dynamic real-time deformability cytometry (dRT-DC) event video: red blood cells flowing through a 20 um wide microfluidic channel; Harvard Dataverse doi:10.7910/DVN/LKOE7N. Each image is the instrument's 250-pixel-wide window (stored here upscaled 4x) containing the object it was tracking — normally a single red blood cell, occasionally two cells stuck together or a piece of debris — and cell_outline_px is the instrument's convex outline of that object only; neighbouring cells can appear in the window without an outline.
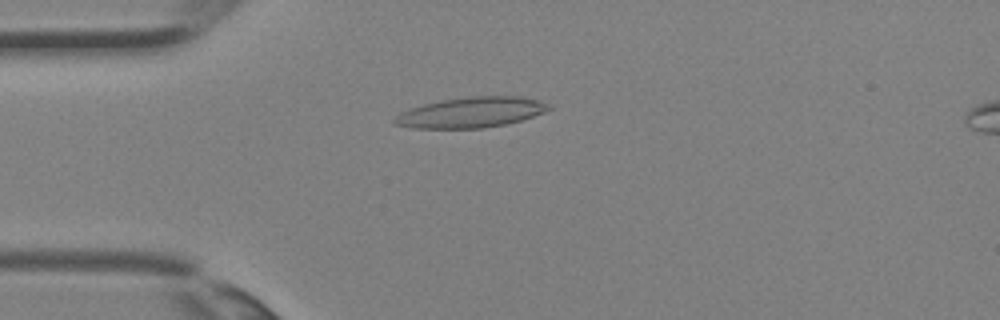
{"species": "Egyptian fruit bat (a non-hibernating species)", "species_latin": "Rousettus aegyptiacus", "temperature_condition": "room temperature", "stored_images_in_passage": 35, "camera_frame_rate_fps": 3000, "um_per_image_px": 0.085, "animal": {"sex": "female"}, "frame": {"image": 1, "passage_image": 9, "time_ms": 2.667, "image_size_px": [1000, 320], "cell_outline_px": [[552, 108], [544, 112], [520, 120], [504, 124], [484, 128], [412, 128], [392, 124], [392, 120], [400, 112], [408, 108], [440, 100], [468, 96], [516, 96], [536, 100], [552, 104]], "centroid_in_image_um": [39.99, 9.55], "position_along_channel_um": 45.0, "area_um2": 27.4}}
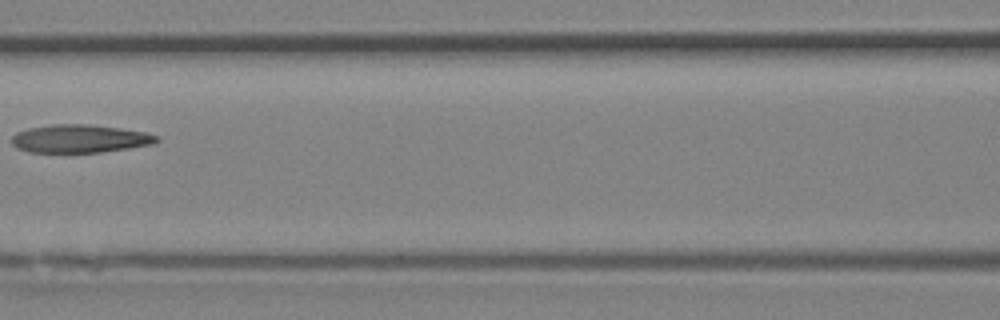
{"frame": {"image": 2, "passage_image": 16, "time_ms": 5.0, "image_size_px": [1000, 320], "cell_outline_px": [[160, 140], [156, 144], [100, 152], [28, 152], [16, 148], [12, 144], [12, 136], [16, 132], [28, 128], [52, 124], [88, 124], [120, 128], [144, 132], [160, 136]], "centroid_in_image_um": [6.79, 11.78], "position_along_channel_um": 159.8, "area_um2": 23.87}}
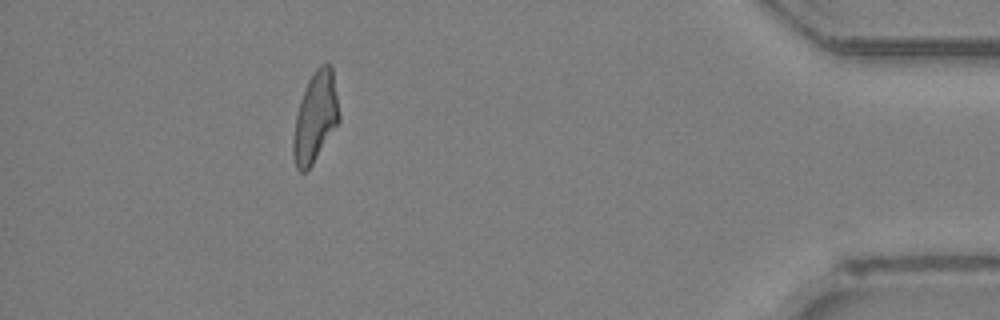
{"frame": {"image": 3, "passage_image": 32, "time_ms": 10.333, "image_size_px": [1000, 320], "cell_outline_px": [[340, 120], [312, 164], [304, 172], [300, 172], [296, 168], [292, 156], [292, 144], [296, 116], [300, 100], [304, 88], [308, 80], [316, 68], [320, 64], [328, 64], [332, 68], [340, 116]], "centroid_in_image_um": [26.78, 9.97], "position_along_channel_um": 408.4, "area_um2": 23.87}}